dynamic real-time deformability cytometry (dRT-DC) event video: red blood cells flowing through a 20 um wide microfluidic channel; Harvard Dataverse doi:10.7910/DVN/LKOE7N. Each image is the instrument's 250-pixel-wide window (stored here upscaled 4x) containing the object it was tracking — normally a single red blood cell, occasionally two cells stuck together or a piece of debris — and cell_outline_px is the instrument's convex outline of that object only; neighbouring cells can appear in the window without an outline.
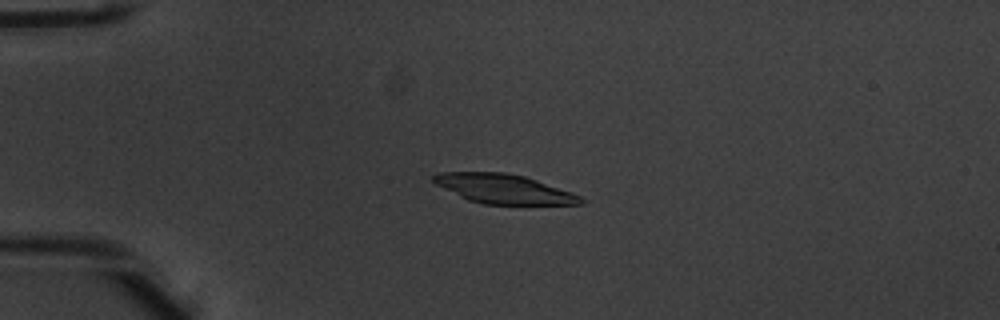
{"species": "common noctule bat (a hibernating species)", "species_latin": "Nyctalus noctula", "temperature_condition": "warm", "stored_images_in_passage": 4, "camera_frame_rate_fps": 3000, "um_per_image_px": 0.085, "animal": {"sex": "male", "body_mass_g": 20.1, "forearm_length_mm": 53.5}, "frame": {"image": 1, "passage_image": 3, "time_ms": 0.667, "image_size_px": [1000, 320], "cell_outline_px": [[584, 204], [484, 204], [468, 200], [436, 184], [432, 180], [432, 176], [440, 172], [504, 172], [524, 176], [536, 180], [580, 196], [584, 200]], "centroid_in_image_um": [42.79, 16.05], "position_along_channel_um": 42.2, "area_um2": 24.74}}